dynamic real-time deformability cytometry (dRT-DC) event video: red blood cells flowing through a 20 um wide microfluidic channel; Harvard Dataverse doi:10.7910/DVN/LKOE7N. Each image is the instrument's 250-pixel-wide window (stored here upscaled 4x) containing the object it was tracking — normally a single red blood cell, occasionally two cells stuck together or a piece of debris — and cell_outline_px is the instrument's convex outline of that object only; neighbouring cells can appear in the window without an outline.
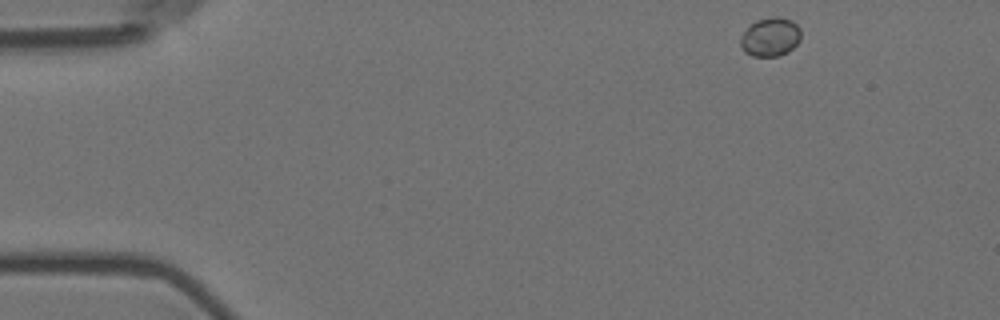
{"species": "Egyptian fruit bat (a non-hibernating species)", "species_latin": "Rousettus aegyptiacus", "temperature_condition": "room temperature", "stored_images_in_passage": 52, "camera_frame_rate_fps": 3000, "um_per_image_px": 0.085, "animal": {"sex": "female"}, "frame": {"image": 1, "passage_image": 1, "time_ms": 0.0, "image_size_px": [1000, 320], "cell_outline_px": [[800, 40], [788, 52], [776, 56], [752, 56], [744, 52], [740, 44], [740, 36], [756, 20], [772, 16], [776, 16], [792, 20], [800, 28]], "centroid_in_image_um": [65.47, 3.14], "position_along_channel_um": 19.5, "area_um2": 13.64}}
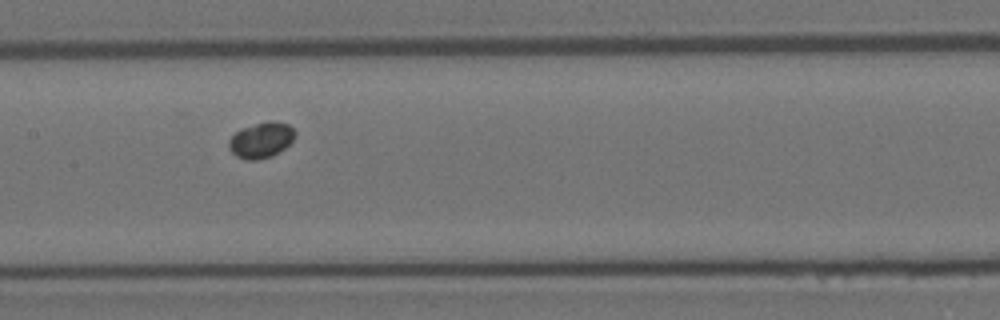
{"frame": {"image": 2, "passage_image": 23, "time_ms": 7.333, "image_size_px": [1000, 320], "cell_outline_px": [[296, 136], [284, 148], [272, 156], [256, 160], [248, 160], [236, 156], [228, 148], [228, 140], [236, 132], [244, 128], [256, 124], [288, 124], [296, 132]], "centroid_in_image_um": [22.17, 11.96], "position_along_channel_um": 185.2, "area_um2": 13.12}}
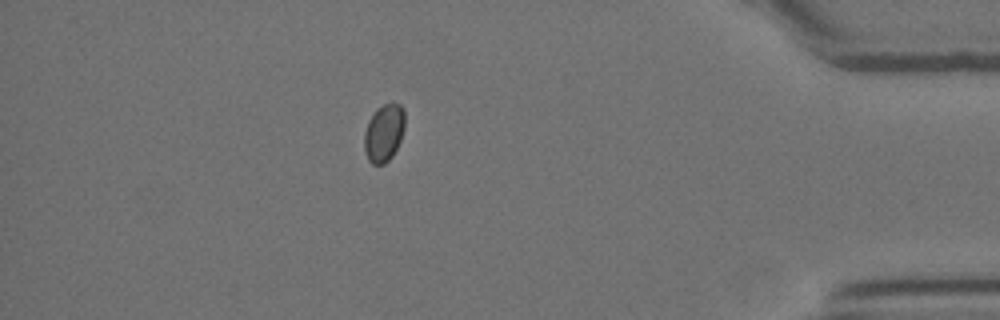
{"frame": {"image": 3, "passage_image": 45, "time_ms": 14.667, "image_size_px": [1000, 320], "cell_outline_px": [[404, 128], [400, 140], [392, 156], [384, 164], [372, 164], [368, 160], [364, 152], [364, 132], [368, 120], [376, 108], [384, 104], [400, 104], [404, 108]], "centroid_in_image_um": [32.61, 11.29], "position_along_channel_um": 402.6, "area_um2": 13.64}}